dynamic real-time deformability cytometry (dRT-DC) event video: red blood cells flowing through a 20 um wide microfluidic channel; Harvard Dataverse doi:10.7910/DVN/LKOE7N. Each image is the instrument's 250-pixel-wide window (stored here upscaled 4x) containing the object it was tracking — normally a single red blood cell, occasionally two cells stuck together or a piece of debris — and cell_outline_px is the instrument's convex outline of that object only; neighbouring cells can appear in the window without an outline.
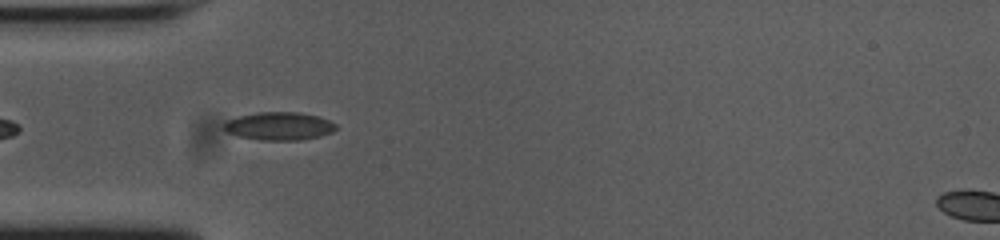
{"species": "common noctule bat (a hibernating species)", "species_latin": "Nyctalus noctula", "temperature_condition": "cold", "stored_images_in_passage": 41, "camera_frame_rate_fps": 3000, "um_per_image_px": 0.085, "animal": {"sex": "female", "body_mass_g": 23.0, "forearm_length_mm": 53.4}, "frame": {"image": 1, "passage_image": 3, "time_ms": 0.667, "image_size_px": [1000, 240], "cell_outline_px": [[336, 128], [332, 132], [320, 136], [300, 140], [260, 140], [236, 136], [228, 132], [224, 128], [224, 124], [228, 120], [240, 116], [260, 112], [300, 112], [320, 116], [336, 124]], "centroid_in_image_um": [23.75, 10.72], "position_along_channel_um": 61.2, "area_um2": 18.26}}
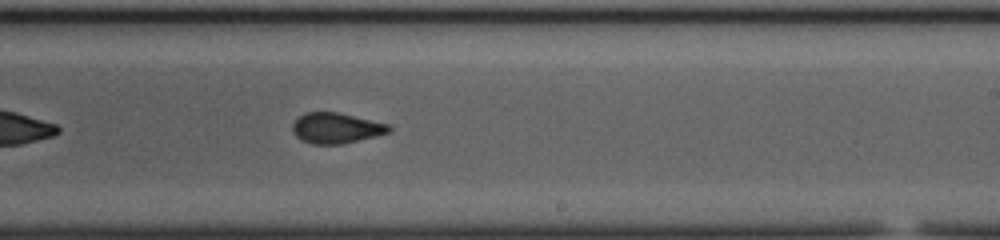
{"frame": {"image": 2, "passage_image": 19, "time_ms": 6.0, "image_size_px": [1000, 240], "cell_outline_px": [[392, 128], [388, 132], [376, 136], [340, 144], [312, 144], [300, 140], [292, 132], [292, 124], [304, 112], [336, 112], [392, 124]], "centroid_in_image_um": [28.57, 10.88], "position_along_channel_um": 260.4, "area_um2": 17.22}}
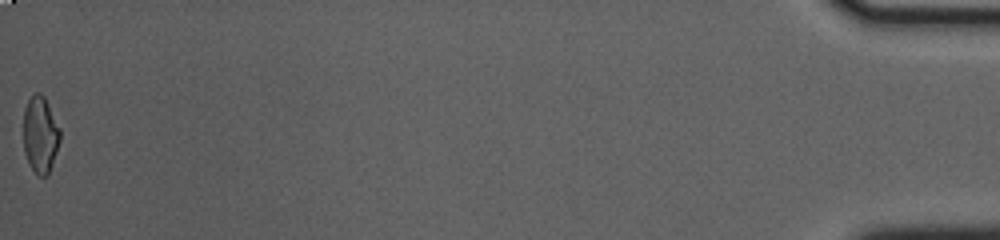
{"frame": {"image": 3, "passage_image": 41, "time_ms": 13.333, "image_size_px": [1000, 240], "cell_outline_px": [[60, 140], [48, 176], [36, 176], [28, 164], [24, 152], [24, 108], [28, 100], [36, 92], [40, 92], [44, 96], [60, 128]], "centroid_in_image_um": [3.42, 11.47], "position_along_channel_um": 431.8, "area_um2": 16.47}, "authors_computed_cell_mechanics": {"area_um2": 17.2244, "velocity_mm_per_s": 3.7504, "shape_relaxation_time_tau1_ms": 7.0366, "shape_relaxation_time_tau2_ms": 2.1122, "deformation_change_tau1": 0.1776, "deformation_change_tau2": 0.0874}}